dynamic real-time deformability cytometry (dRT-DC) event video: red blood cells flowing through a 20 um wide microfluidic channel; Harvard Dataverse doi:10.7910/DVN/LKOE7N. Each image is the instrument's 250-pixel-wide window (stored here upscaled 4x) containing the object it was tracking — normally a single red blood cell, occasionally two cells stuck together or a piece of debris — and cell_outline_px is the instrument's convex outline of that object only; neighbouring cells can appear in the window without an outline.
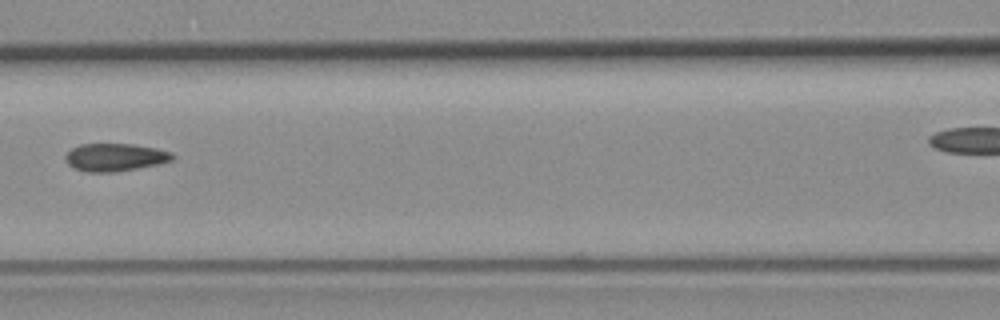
{"species": "common noctule bat (a hibernating species)", "species_latin": "Nyctalus noctula", "temperature_condition": "room temperature", "stored_images_in_passage": 8, "camera_frame_rate_fps": 3000, "um_per_image_px": 0.085, "animal": {"sex": "female", "body_mass_g": 19.3, "forearm_length_mm": 54.1}, "frame": {"image": 1, "passage_image": 5, "time_ms": 4.667, "image_size_px": [1000, 320], "cell_outline_px": [[176, 156], [172, 160], [156, 164], [116, 172], [84, 172], [72, 168], [68, 164], [64, 156], [72, 148], [80, 144], [136, 144], [156, 148], [172, 152]], "centroid_in_image_um": [9.76, 13.37], "position_along_channel_um": 156.8, "area_um2": 17.4}}
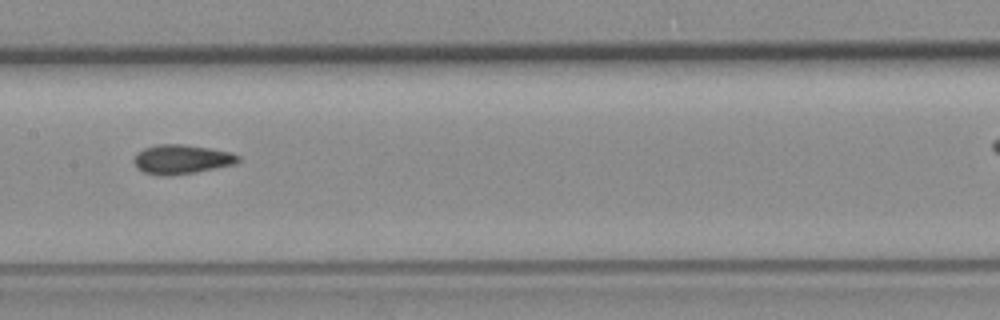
{"frame": {"image": 2, "passage_image": 6, "time_ms": 5.667, "image_size_px": [1000, 320], "cell_outline_px": [[240, 160], [236, 164], [196, 172], [168, 176], [156, 176], [144, 172], [136, 168], [132, 160], [136, 152], [144, 148], [156, 144], [184, 144], [232, 152], [240, 156]], "centroid_in_image_um": [15.4, 13.55], "position_along_channel_um": 192.0, "area_um2": 18.15}}
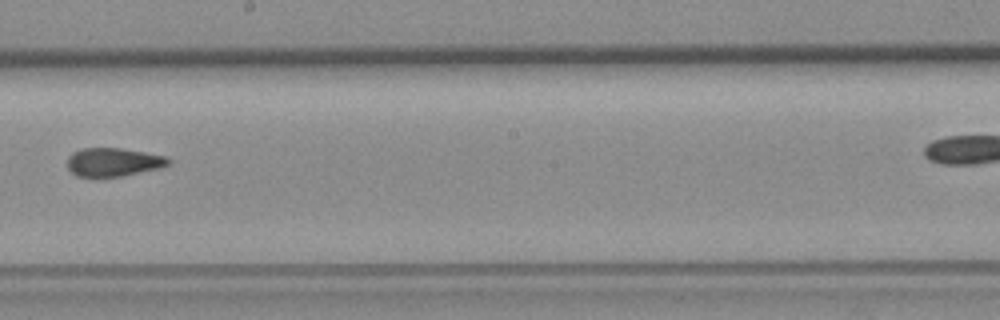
{"frame": {"image": 3, "passage_image": 7, "time_ms": 7.0, "image_size_px": [1000, 320], "cell_outline_px": [[172, 160], [168, 164], [160, 168], [120, 176], [76, 176], [68, 168], [68, 156], [72, 152], [80, 148], [120, 148], [168, 156]], "centroid_in_image_um": [9.64, 13.76], "position_along_channel_um": 238.6, "area_um2": 16.7}}